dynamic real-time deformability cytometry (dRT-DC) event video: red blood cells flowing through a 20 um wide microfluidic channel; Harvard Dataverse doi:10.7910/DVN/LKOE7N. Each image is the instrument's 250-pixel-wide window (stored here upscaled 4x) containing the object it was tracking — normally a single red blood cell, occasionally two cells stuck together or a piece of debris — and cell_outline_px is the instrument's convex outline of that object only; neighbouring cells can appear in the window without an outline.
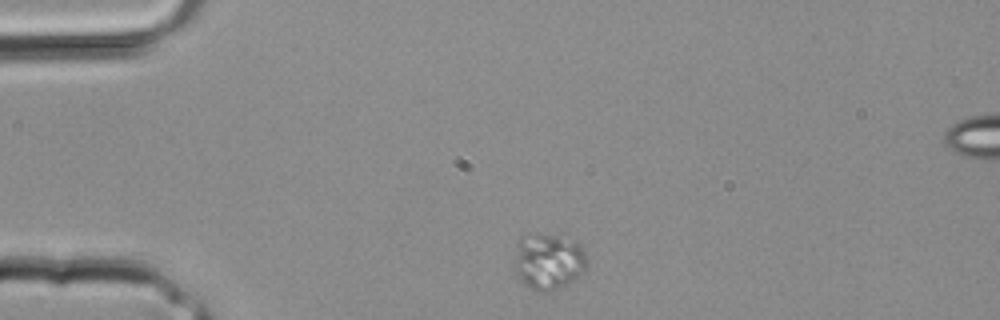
{"species": "common noctule bat (a hibernating species)", "species_latin": "Nyctalus noctula", "temperature_condition": "room temperature", "stored_images_in_passage": 29, "camera_frame_rate_fps": 3000, "um_per_image_px": 0.085, "animal": {"sex": "male", "body_mass_g": 20.4}, "frame": {"image": 1, "passage_image": 1, "time_ms": 0.0, "image_size_px": [1000, 320], "cell_outline_px": [[584, 268], [576, 276], [564, 284], [548, 292], [540, 292], [532, 288], [520, 276], [516, 268], [516, 256], [520, 236], [556, 236], [576, 240], [580, 244], [584, 252]], "centroid_in_image_um": [46.63, 22.2], "position_along_channel_um": 38.4, "area_um2": 22.2}}
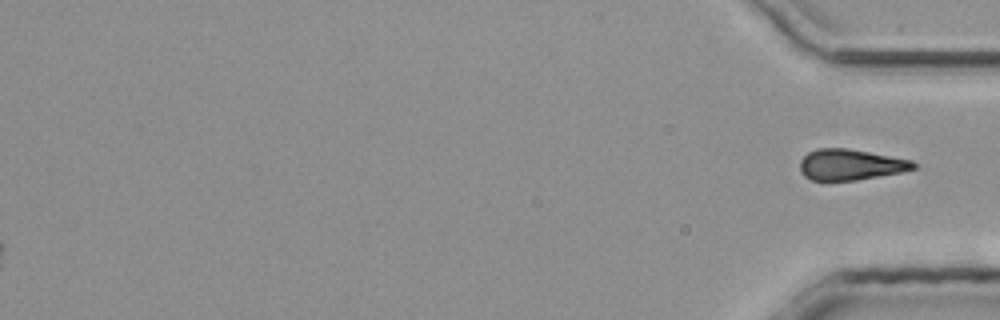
{"frame": {"image": 2, "passage_image": 29, "time_ms": 9.333, "image_size_px": [1000, 320], "cell_outline_px": [[916, 168], [900, 172], [856, 180], [828, 184], [824, 184], [812, 180], [804, 176], [800, 172], [800, 160], [808, 152], [816, 148], [848, 148], [912, 160], [916, 164]], "centroid_in_image_um": [72.21, 14.03], "position_along_channel_um": 363.0, "area_um2": 21.04}}